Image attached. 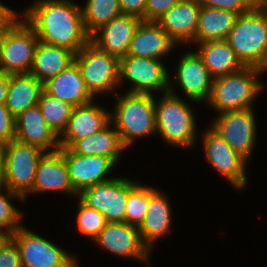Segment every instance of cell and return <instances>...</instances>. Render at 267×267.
Instances as JSON below:
<instances>
[{
    "label": "cell",
    "instance_id": "obj_1",
    "mask_svg": "<svg viewBox=\"0 0 267 267\" xmlns=\"http://www.w3.org/2000/svg\"><path fill=\"white\" fill-rule=\"evenodd\" d=\"M33 4L25 11L24 21L36 32L40 42L65 47L76 54L90 41L82 8L75 3L38 0Z\"/></svg>",
    "mask_w": 267,
    "mask_h": 267
},
{
    "label": "cell",
    "instance_id": "obj_2",
    "mask_svg": "<svg viewBox=\"0 0 267 267\" xmlns=\"http://www.w3.org/2000/svg\"><path fill=\"white\" fill-rule=\"evenodd\" d=\"M226 41L244 66L267 65V8L256 4L240 14Z\"/></svg>",
    "mask_w": 267,
    "mask_h": 267
},
{
    "label": "cell",
    "instance_id": "obj_3",
    "mask_svg": "<svg viewBox=\"0 0 267 267\" xmlns=\"http://www.w3.org/2000/svg\"><path fill=\"white\" fill-rule=\"evenodd\" d=\"M117 97L110 120L126 148L136 138L157 133L153 95L127 92Z\"/></svg>",
    "mask_w": 267,
    "mask_h": 267
},
{
    "label": "cell",
    "instance_id": "obj_4",
    "mask_svg": "<svg viewBox=\"0 0 267 267\" xmlns=\"http://www.w3.org/2000/svg\"><path fill=\"white\" fill-rule=\"evenodd\" d=\"M163 94L162 99L155 104L156 132L168 144L191 148L196 139V122L191 107L173 92Z\"/></svg>",
    "mask_w": 267,
    "mask_h": 267
},
{
    "label": "cell",
    "instance_id": "obj_5",
    "mask_svg": "<svg viewBox=\"0 0 267 267\" xmlns=\"http://www.w3.org/2000/svg\"><path fill=\"white\" fill-rule=\"evenodd\" d=\"M263 71L260 68L245 66L229 75L213 79L208 102L219 114L252 108L253 100L263 87L256 78Z\"/></svg>",
    "mask_w": 267,
    "mask_h": 267
},
{
    "label": "cell",
    "instance_id": "obj_6",
    "mask_svg": "<svg viewBox=\"0 0 267 267\" xmlns=\"http://www.w3.org/2000/svg\"><path fill=\"white\" fill-rule=\"evenodd\" d=\"M3 148L4 189L18 193L25 201L33 188L39 160L46 151L17 139L4 144Z\"/></svg>",
    "mask_w": 267,
    "mask_h": 267
},
{
    "label": "cell",
    "instance_id": "obj_7",
    "mask_svg": "<svg viewBox=\"0 0 267 267\" xmlns=\"http://www.w3.org/2000/svg\"><path fill=\"white\" fill-rule=\"evenodd\" d=\"M74 61L93 96L113 91L120 85V59L99 49L91 41L75 54Z\"/></svg>",
    "mask_w": 267,
    "mask_h": 267
},
{
    "label": "cell",
    "instance_id": "obj_8",
    "mask_svg": "<svg viewBox=\"0 0 267 267\" xmlns=\"http://www.w3.org/2000/svg\"><path fill=\"white\" fill-rule=\"evenodd\" d=\"M36 32L22 19L3 33L0 45V72L29 73L38 45Z\"/></svg>",
    "mask_w": 267,
    "mask_h": 267
},
{
    "label": "cell",
    "instance_id": "obj_9",
    "mask_svg": "<svg viewBox=\"0 0 267 267\" xmlns=\"http://www.w3.org/2000/svg\"><path fill=\"white\" fill-rule=\"evenodd\" d=\"M10 239L17 245L22 267H78L76 258L25 227Z\"/></svg>",
    "mask_w": 267,
    "mask_h": 267
},
{
    "label": "cell",
    "instance_id": "obj_10",
    "mask_svg": "<svg viewBox=\"0 0 267 267\" xmlns=\"http://www.w3.org/2000/svg\"><path fill=\"white\" fill-rule=\"evenodd\" d=\"M120 83L123 78L134 85L127 92L152 95L153 90L169 92L170 77L161 60L126 55L120 58Z\"/></svg>",
    "mask_w": 267,
    "mask_h": 267
},
{
    "label": "cell",
    "instance_id": "obj_11",
    "mask_svg": "<svg viewBox=\"0 0 267 267\" xmlns=\"http://www.w3.org/2000/svg\"><path fill=\"white\" fill-rule=\"evenodd\" d=\"M128 194L129 179L112 178L82 190L78 196L84 204L103 214L107 222H125Z\"/></svg>",
    "mask_w": 267,
    "mask_h": 267
},
{
    "label": "cell",
    "instance_id": "obj_12",
    "mask_svg": "<svg viewBox=\"0 0 267 267\" xmlns=\"http://www.w3.org/2000/svg\"><path fill=\"white\" fill-rule=\"evenodd\" d=\"M252 108L220 113L213 120L216 131L243 158L250 156L256 135V122Z\"/></svg>",
    "mask_w": 267,
    "mask_h": 267
},
{
    "label": "cell",
    "instance_id": "obj_13",
    "mask_svg": "<svg viewBox=\"0 0 267 267\" xmlns=\"http://www.w3.org/2000/svg\"><path fill=\"white\" fill-rule=\"evenodd\" d=\"M203 137V147L208 162L236 188H243L247 183L245 172L247 160L212 128H209Z\"/></svg>",
    "mask_w": 267,
    "mask_h": 267
},
{
    "label": "cell",
    "instance_id": "obj_14",
    "mask_svg": "<svg viewBox=\"0 0 267 267\" xmlns=\"http://www.w3.org/2000/svg\"><path fill=\"white\" fill-rule=\"evenodd\" d=\"M59 151L64 156L71 184L78 194L90 186L112 180L105 178L115 166L110 158L100 155H80L66 147H60Z\"/></svg>",
    "mask_w": 267,
    "mask_h": 267
},
{
    "label": "cell",
    "instance_id": "obj_15",
    "mask_svg": "<svg viewBox=\"0 0 267 267\" xmlns=\"http://www.w3.org/2000/svg\"><path fill=\"white\" fill-rule=\"evenodd\" d=\"M94 241L117 256L136 257L148 263L150 250L142 242L136 226L125 222H108Z\"/></svg>",
    "mask_w": 267,
    "mask_h": 267
},
{
    "label": "cell",
    "instance_id": "obj_16",
    "mask_svg": "<svg viewBox=\"0 0 267 267\" xmlns=\"http://www.w3.org/2000/svg\"><path fill=\"white\" fill-rule=\"evenodd\" d=\"M143 20L121 14L100 27L90 36V41L99 49L118 57L126 56L135 31Z\"/></svg>",
    "mask_w": 267,
    "mask_h": 267
},
{
    "label": "cell",
    "instance_id": "obj_17",
    "mask_svg": "<svg viewBox=\"0 0 267 267\" xmlns=\"http://www.w3.org/2000/svg\"><path fill=\"white\" fill-rule=\"evenodd\" d=\"M110 122V113L93 102L74 107L67 126L59 137L60 147L70 148L77 140L101 131Z\"/></svg>",
    "mask_w": 267,
    "mask_h": 267
},
{
    "label": "cell",
    "instance_id": "obj_18",
    "mask_svg": "<svg viewBox=\"0 0 267 267\" xmlns=\"http://www.w3.org/2000/svg\"><path fill=\"white\" fill-rule=\"evenodd\" d=\"M200 9L197 0H180L156 22L176 44L194 42Z\"/></svg>",
    "mask_w": 267,
    "mask_h": 267
},
{
    "label": "cell",
    "instance_id": "obj_19",
    "mask_svg": "<svg viewBox=\"0 0 267 267\" xmlns=\"http://www.w3.org/2000/svg\"><path fill=\"white\" fill-rule=\"evenodd\" d=\"M176 72L182 91L188 99L193 102L209 99L213 78L196 51L183 55Z\"/></svg>",
    "mask_w": 267,
    "mask_h": 267
},
{
    "label": "cell",
    "instance_id": "obj_20",
    "mask_svg": "<svg viewBox=\"0 0 267 267\" xmlns=\"http://www.w3.org/2000/svg\"><path fill=\"white\" fill-rule=\"evenodd\" d=\"M59 191L78 195L74 190L63 154L57 150L46 152L39 160L33 188L30 192Z\"/></svg>",
    "mask_w": 267,
    "mask_h": 267
},
{
    "label": "cell",
    "instance_id": "obj_21",
    "mask_svg": "<svg viewBox=\"0 0 267 267\" xmlns=\"http://www.w3.org/2000/svg\"><path fill=\"white\" fill-rule=\"evenodd\" d=\"M44 92L73 107L91 103L94 97L87 89L80 68L75 61L45 82Z\"/></svg>",
    "mask_w": 267,
    "mask_h": 267
},
{
    "label": "cell",
    "instance_id": "obj_22",
    "mask_svg": "<svg viewBox=\"0 0 267 267\" xmlns=\"http://www.w3.org/2000/svg\"><path fill=\"white\" fill-rule=\"evenodd\" d=\"M58 136L45 122L38 105L28 108L15 117V139L51 152L60 149ZM50 147V148H49Z\"/></svg>",
    "mask_w": 267,
    "mask_h": 267
},
{
    "label": "cell",
    "instance_id": "obj_23",
    "mask_svg": "<svg viewBox=\"0 0 267 267\" xmlns=\"http://www.w3.org/2000/svg\"><path fill=\"white\" fill-rule=\"evenodd\" d=\"M177 44L157 22L142 21L135 31L127 54L161 60Z\"/></svg>",
    "mask_w": 267,
    "mask_h": 267
},
{
    "label": "cell",
    "instance_id": "obj_24",
    "mask_svg": "<svg viewBox=\"0 0 267 267\" xmlns=\"http://www.w3.org/2000/svg\"><path fill=\"white\" fill-rule=\"evenodd\" d=\"M158 189L149 187V206L146 215L138 227L142 242L151 251L153 242L171 232L170 204Z\"/></svg>",
    "mask_w": 267,
    "mask_h": 267
},
{
    "label": "cell",
    "instance_id": "obj_25",
    "mask_svg": "<svg viewBox=\"0 0 267 267\" xmlns=\"http://www.w3.org/2000/svg\"><path fill=\"white\" fill-rule=\"evenodd\" d=\"M44 84L30 73L10 74L6 107L17 117L28 108L38 105Z\"/></svg>",
    "mask_w": 267,
    "mask_h": 267
},
{
    "label": "cell",
    "instance_id": "obj_26",
    "mask_svg": "<svg viewBox=\"0 0 267 267\" xmlns=\"http://www.w3.org/2000/svg\"><path fill=\"white\" fill-rule=\"evenodd\" d=\"M75 53L65 47L38 42L30 74L45 83L74 62Z\"/></svg>",
    "mask_w": 267,
    "mask_h": 267
},
{
    "label": "cell",
    "instance_id": "obj_27",
    "mask_svg": "<svg viewBox=\"0 0 267 267\" xmlns=\"http://www.w3.org/2000/svg\"><path fill=\"white\" fill-rule=\"evenodd\" d=\"M198 46L197 54L213 79L229 75L245 67L226 40L207 41L199 43Z\"/></svg>",
    "mask_w": 267,
    "mask_h": 267
},
{
    "label": "cell",
    "instance_id": "obj_28",
    "mask_svg": "<svg viewBox=\"0 0 267 267\" xmlns=\"http://www.w3.org/2000/svg\"><path fill=\"white\" fill-rule=\"evenodd\" d=\"M239 14L221 8L201 6L194 41L226 40Z\"/></svg>",
    "mask_w": 267,
    "mask_h": 267
},
{
    "label": "cell",
    "instance_id": "obj_29",
    "mask_svg": "<svg viewBox=\"0 0 267 267\" xmlns=\"http://www.w3.org/2000/svg\"><path fill=\"white\" fill-rule=\"evenodd\" d=\"M110 122L101 131L84 139L77 140L70 149L80 155H100L110 158L115 164L120 159L121 151L126 149L116 128L110 129Z\"/></svg>",
    "mask_w": 267,
    "mask_h": 267
},
{
    "label": "cell",
    "instance_id": "obj_30",
    "mask_svg": "<svg viewBox=\"0 0 267 267\" xmlns=\"http://www.w3.org/2000/svg\"><path fill=\"white\" fill-rule=\"evenodd\" d=\"M84 26L91 36L100 27L122 14L119 0H87L82 8Z\"/></svg>",
    "mask_w": 267,
    "mask_h": 267
},
{
    "label": "cell",
    "instance_id": "obj_31",
    "mask_svg": "<svg viewBox=\"0 0 267 267\" xmlns=\"http://www.w3.org/2000/svg\"><path fill=\"white\" fill-rule=\"evenodd\" d=\"M38 106L51 130L59 137L65 130L73 111V106L55 97L42 93Z\"/></svg>",
    "mask_w": 267,
    "mask_h": 267
},
{
    "label": "cell",
    "instance_id": "obj_32",
    "mask_svg": "<svg viewBox=\"0 0 267 267\" xmlns=\"http://www.w3.org/2000/svg\"><path fill=\"white\" fill-rule=\"evenodd\" d=\"M149 206V187L129 179V194L126 202L125 223L139 227Z\"/></svg>",
    "mask_w": 267,
    "mask_h": 267
},
{
    "label": "cell",
    "instance_id": "obj_33",
    "mask_svg": "<svg viewBox=\"0 0 267 267\" xmlns=\"http://www.w3.org/2000/svg\"><path fill=\"white\" fill-rule=\"evenodd\" d=\"M77 227L83 234L95 240L108 223L103 214L79 199Z\"/></svg>",
    "mask_w": 267,
    "mask_h": 267
},
{
    "label": "cell",
    "instance_id": "obj_34",
    "mask_svg": "<svg viewBox=\"0 0 267 267\" xmlns=\"http://www.w3.org/2000/svg\"><path fill=\"white\" fill-rule=\"evenodd\" d=\"M2 190V189H0ZM7 194L3 195L0 191V229L8 232L12 235L18 228L22 226L20 223L21 213L13 206L10 198H20L24 201V198L18 193L12 192L9 189H5Z\"/></svg>",
    "mask_w": 267,
    "mask_h": 267
},
{
    "label": "cell",
    "instance_id": "obj_35",
    "mask_svg": "<svg viewBox=\"0 0 267 267\" xmlns=\"http://www.w3.org/2000/svg\"><path fill=\"white\" fill-rule=\"evenodd\" d=\"M201 6L221 8L237 14L249 12L256 4L257 0H197Z\"/></svg>",
    "mask_w": 267,
    "mask_h": 267
},
{
    "label": "cell",
    "instance_id": "obj_36",
    "mask_svg": "<svg viewBox=\"0 0 267 267\" xmlns=\"http://www.w3.org/2000/svg\"><path fill=\"white\" fill-rule=\"evenodd\" d=\"M15 139V117L5 104H0V142L4 145Z\"/></svg>",
    "mask_w": 267,
    "mask_h": 267
},
{
    "label": "cell",
    "instance_id": "obj_37",
    "mask_svg": "<svg viewBox=\"0 0 267 267\" xmlns=\"http://www.w3.org/2000/svg\"><path fill=\"white\" fill-rule=\"evenodd\" d=\"M180 0H147L144 21L156 22L162 17L174 4Z\"/></svg>",
    "mask_w": 267,
    "mask_h": 267
},
{
    "label": "cell",
    "instance_id": "obj_38",
    "mask_svg": "<svg viewBox=\"0 0 267 267\" xmlns=\"http://www.w3.org/2000/svg\"><path fill=\"white\" fill-rule=\"evenodd\" d=\"M0 267H22L17 245L11 239L0 249Z\"/></svg>",
    "mask_w": 267,
    "mask_h": 267
},
{
    "label": "cell",
    "instance_id": "obj_39",
    "mask_svg": "<svg viewBox=\"0 0 267 267\" xmlns=\"http://www.w3.org/2000/svg\"><path fill=\"white\" fill-rule=\"evenodd\" d=\"M147 0H119L122 14L133 15L144 21Z\"/></svg>",
    "mask_w": 267,
    "mask_h": 267
},
{
    "label": "cell",
    "instance_id": "obj_40",
    "mask_svg": "<svg viewBox=\"0 0 267 267\" xmlns=\"http://www.w3.org/2000/svg\"><path fill=\"white\" fill-rule=\"evenodd\" d=\"M17 14L0 3V33L7 31L16 21Z\"/></svg>",
    "mask_w": 267,
    "mask_h": 267
},
{
    "label": "cell",
    "instance_id": "obj_41",
    "mask_svg": "<svg viewBox=\"0 0 267 267\" xmlns=\"http://www.w3.org/2000/svg\"><path fill=\"white\" fill-rule=\"evenodd\" d=\"M10 74L0 72V104L6 103Z\"/></svg>",
    "mask_w": 267,
    "mask_h": 267
},
{
    "label": "cell",
    "instance_id": "obj_42",
    "mask_svg": "<svg viewBox=\"0 0 267 267\" xmlns=\"http://www.w3.org/2000/svg\"><path fill=\"white\" fill-rule=\"evenodd\" d=\"M4 187V148L0 146V189Z\"/></svg>",
    "mask_w": 267,
    "mask_h": 267
},
{
    "label": "cell",
    "instance_id": "obj_43",
    "mask_svg": "<svg viewBox=\"0 0 267 267\" xmlns=\"http://www.w3.org/2000/svg\"><path fill=\"white\" fill-rule=\"evenodd\" d=\"M10 238L11 235L8 232L0 229V249Z\"/></svg>",
    "mask_w": 267,
    "mask_h": 267
},
{
    "label": "cell",
    "instance_id": "obj_44",
    "mask_svg": "<svg viewBox=\"0 0 267 267\" xmlns=\"http://www.w3.org/2000/svg\"><path fill=\"white\" fill-rule=\"evenodd\" d=\"M257 4L267 8V0H257Z\"/></svg>",
    "mask_w": 267,
    "mask_h": 267
},
{
    "label": "cell",
    "instance_id": "obj_45",
    "mask_svg": "<svg viewBox=\"0 0 267 267\" xmlns=\"http://www.w3.org/2000/svg\"><path fill=\"white\" fill-rule=\"evenodd\" d=\"M2 37H3V33H0V45H1Z\"/></svg>",
    "mask_w": 267,
    "mask_h": 267
}]
</instances>
